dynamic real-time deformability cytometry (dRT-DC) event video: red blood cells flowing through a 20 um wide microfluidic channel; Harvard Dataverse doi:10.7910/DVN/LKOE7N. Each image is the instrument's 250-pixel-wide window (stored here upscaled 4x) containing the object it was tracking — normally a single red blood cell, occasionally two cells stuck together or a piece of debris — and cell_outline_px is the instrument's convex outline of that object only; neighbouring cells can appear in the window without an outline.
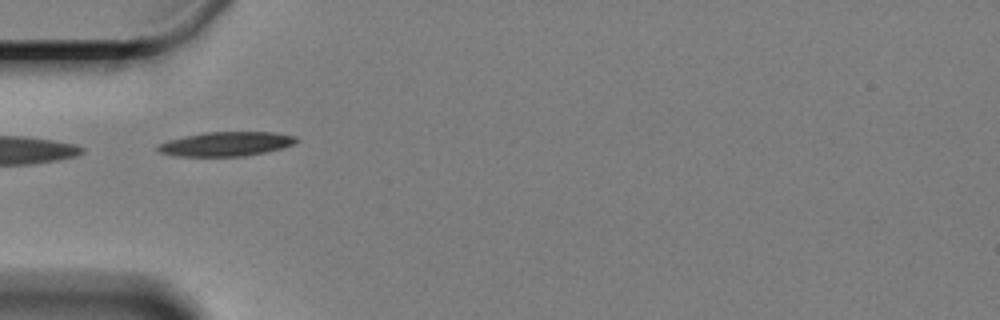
{"species": "Egyptian fruit bat (a non-hibernating species)", "species_latin": "Rousettus aegyptiacus", "temperature_condition": "cold", "stored_images_in_passage": 37, "camera_frame_rate_fps": 3000, "um_per_image_px": 0.085, "animal": {"sex": "female"}, "frame": {"image": 1, "passage_image": 1, "time_ms": 0.0, "image_size_px": [1000, 320], "cell_outline_px": [[300, 140], [292, 144], [280, 148], [264, 152], [244, 156], [176, 156], [160, 152], [156, 148], [160, 144], [168, 140], [184, 136], [204, 132], [276, 132], [296, 136]], "centroid_in_image_um": [19.22, 12.23], "position_along_channel_um": 65.8, "area_um2": 19.48}}
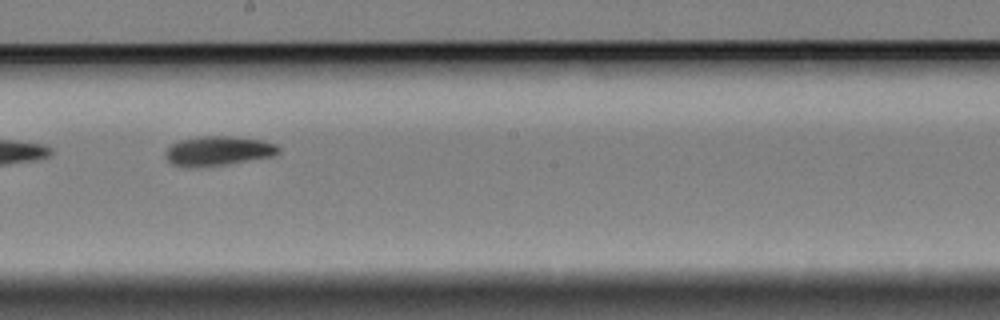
{"frame": {"image": 2, "passage_image": 16, "time_ms": 5.0, "image_size_px": [1000, 320], "cell_outline_px": [[280, 152], [272, 156], [228, 164], [192, 168], [188, 168], [172, 164], [164, 156], [164, 152], [172, 144], [180, 140], [200, 136], [232, 136], [260, 140], [276, 144], [280, 148]], "centroid_in_image_um": [18.51, 12.83], "position_along_channel_um": 229.7, "area_um2": 19.54}}
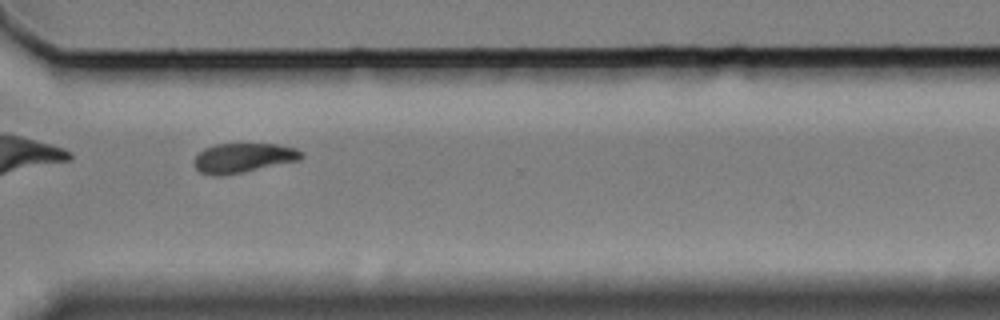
{"frame": {"image": 3, "passage_image": 27, "time_ms": 8.667, "image_size_px": [1000, 320], "cell_outline_px": [[304, 156], [300, 160], [220, 176], [212, 176], [200, 172], [192, 164], [196, 156], [204, 148], [216, 144], [280, 144], [296, 148], [304, 152]], "centroid_in_image_um": [20.68, 13.41], "position_along_channel_um": 349.9, "area_um2": 18.44}, "authors_computed_cell_mechanics": {"area_um2": 18.8428, "velocity_mm_per_s": 3.2857, "shape_relaxation_time_tau1_ms": 4.9695, "shape_relaxation_time_tau2_ms": null, "deformation_change_tau1": 0.1464, "deformation_change_tau2": null}}